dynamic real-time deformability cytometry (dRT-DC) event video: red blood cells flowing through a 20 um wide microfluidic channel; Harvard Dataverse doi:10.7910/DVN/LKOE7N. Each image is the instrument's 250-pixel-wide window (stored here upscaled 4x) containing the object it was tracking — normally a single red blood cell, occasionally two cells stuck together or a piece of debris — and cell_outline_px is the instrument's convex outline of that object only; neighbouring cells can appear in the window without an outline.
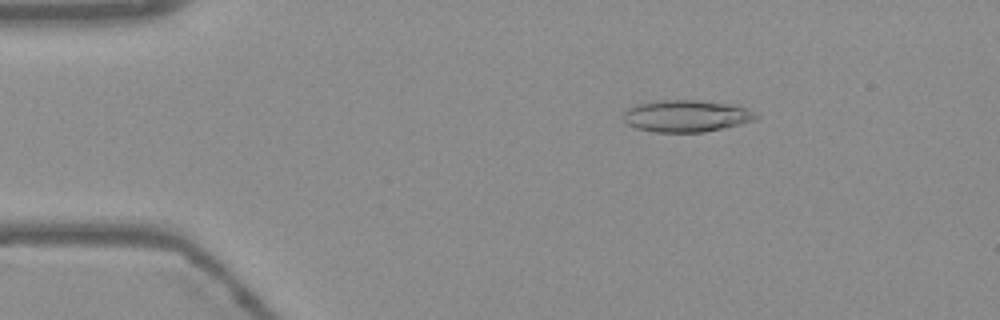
{"species": "Egyptian fruit bat (a non-hibernating species)", "species_latin": "Rousettus aegyptiacus", "temperature_condition": "warm", "stored_images_in_passage": 54, "camera_frame_rate_fps": 3000, "um_per_image_px": 0.085, "frame": {"image": 1, "passage_image": 9, "time_ms": 2.667, "image_size_px": [1000, 320], "cell_outline_px": [[760, 116], [756, 120], [740, 124], [704, 132], [652, 132], [636, 128], [628, 124], [624, 120], [624, 112], [628, 108], [636, 104], [656, 100], [700, 100], [728, 104], [744, 108]], "centroid_in_image_um": [58.3, 9.86], "position_along_channel_um": 26.7, "area_um2": 24.57}}
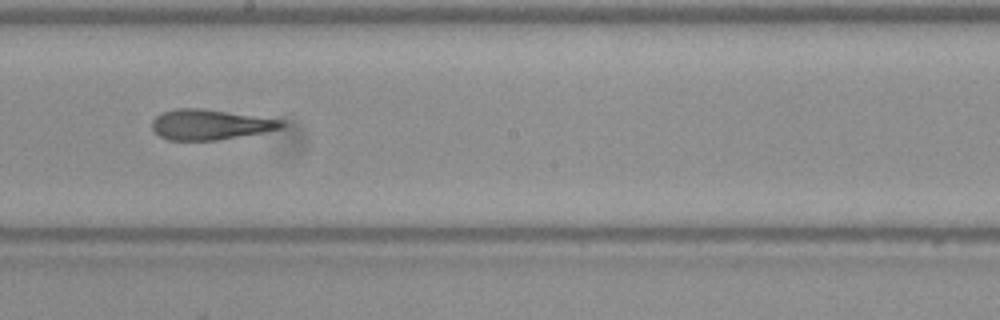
{"frame": {"image": 2, "passage_image": 30, "time_ms": 9.667, "image_size_px": [1000, 320], "cell_outline_px": [[284, 124], [280, 128], [264, 132], [216, 140], [168, 140], [160, 136], [152, 128], [152, 120], [160, 112], [176, 108], [200, 108], [284, 120]], "centroid_in_image_um": [17.81, 10.58], "position_along_channel_um": 230.4, "area_um2": 22.66}}
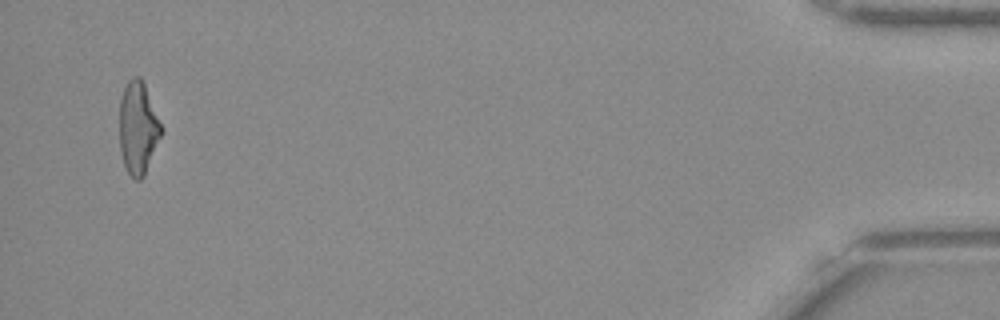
{"frame": {"image": 3, "passage_image": 52, "time_ms": 17.0, "image_size_px": [1000, 320], "cell_outline_px": [[164, 132], [144, 176], [140, 180], [132, 180], [124, 164], [120, 152], [120, 100], [124, 88], [128, 80], [132, 76], [140, 76], [144, 84], [164, 128]], "centroid_in_image_um": [11.76, 10.9], "position_along_channel_um": 423.4, "area_um2": 22.89}, "authors_computed_cell_mechanics": {"area_um2": 23.2934, "velocity_mm_per_s": 3.8039, "shape_relaxation_time_tau1_ms": 7.7991, "shape_relaxation_time_tau2_ms": 2.1245, "deformation_change_tau1": 0.2565, "deformation_change_tau2": 0.1338}}